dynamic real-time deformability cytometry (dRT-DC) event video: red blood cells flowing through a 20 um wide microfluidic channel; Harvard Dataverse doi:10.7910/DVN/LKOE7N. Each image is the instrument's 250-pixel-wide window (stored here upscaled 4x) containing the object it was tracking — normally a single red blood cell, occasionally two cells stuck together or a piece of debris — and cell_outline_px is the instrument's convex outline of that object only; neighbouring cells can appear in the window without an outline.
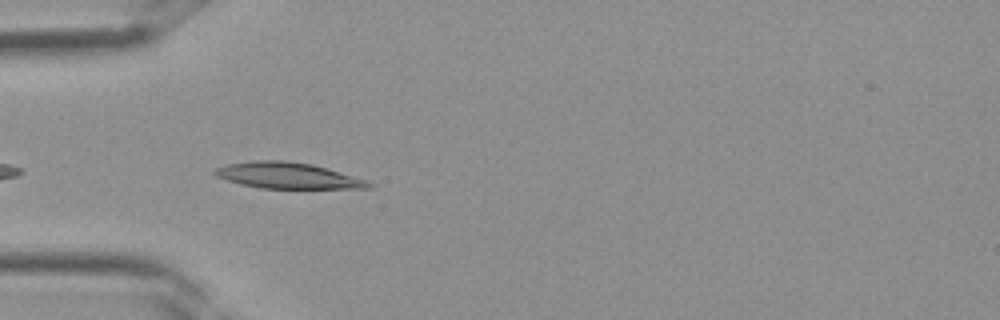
{"species": "Egyptian fruit bat (a non-hibernating species)", "species_latin": "Rousettus aegyptiacus", "temperature_condition": "room temperature", "stored_images_in_passage": 15, "camera_frame_rate_fps": 3000, "um_per_image_px": 0.085, "frame": {"image": 1, "passage_image": 5, "time_ms": 1.333, "image_size_px": [1000, 320], "cell_outline_px": [[372, 188], [260, 188], [240, 184], [216, 176], [212, 172], [216, 168], [228, 164], [256, 160], [284, 160], [312, 164], [328, 168], [368, 180], [372, 184]], "centroid_in_image_um": [24.48, 14.92], "position_along_channel_um": 60.5, "area_um2": 23.29}}
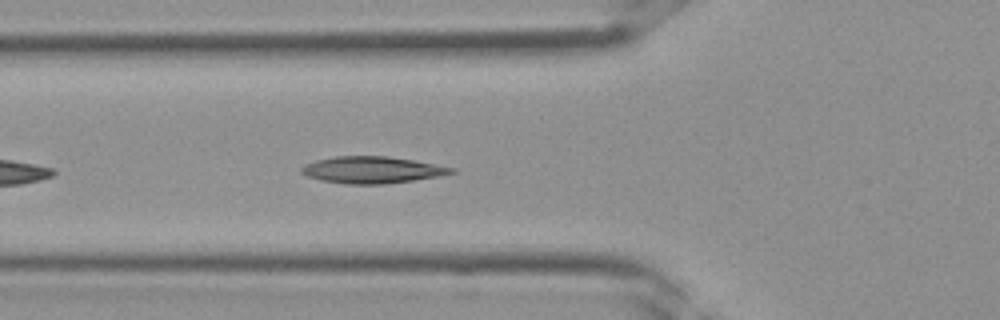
{"frame": {"image": 2, "passage_image": 7, "time_ms": 2.0, "image_size_px": [1000, 320], "cell_outline_px": [[456, 172], [436, 176], [412, 180], [380, 184], [348, 184], [320, 180], [308, 176], [300, 172], [300, 168], [304, 164], [316, 160], [336, 156], [388, 156], [412, 160], [456, 168]], "centroid_in_image_um": [31.58, 14.43], "position_along_channel_um": 94.2, "area_um2": 23.12}}
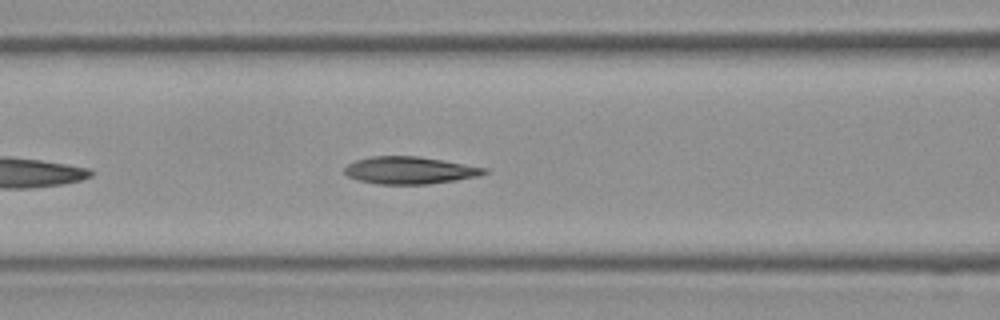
{"frame": {"image": 3, "passage_image": 9, "time_ms": 2.667, "image_size_px": [1000, 320], "cell_outline_px": [[488, 172], [480, 176], [456, 180], [428, 184], [376, 184], [356, 180], [348, 176], [344, 172], [344, 168], [348, 164], [356, 160], [372, 156], [420, 156], [488, 168]], "centroid_in_image_um": [34.83, 14.48], "position_along_channel_um": 131.8, "area_um2": 22.37}}